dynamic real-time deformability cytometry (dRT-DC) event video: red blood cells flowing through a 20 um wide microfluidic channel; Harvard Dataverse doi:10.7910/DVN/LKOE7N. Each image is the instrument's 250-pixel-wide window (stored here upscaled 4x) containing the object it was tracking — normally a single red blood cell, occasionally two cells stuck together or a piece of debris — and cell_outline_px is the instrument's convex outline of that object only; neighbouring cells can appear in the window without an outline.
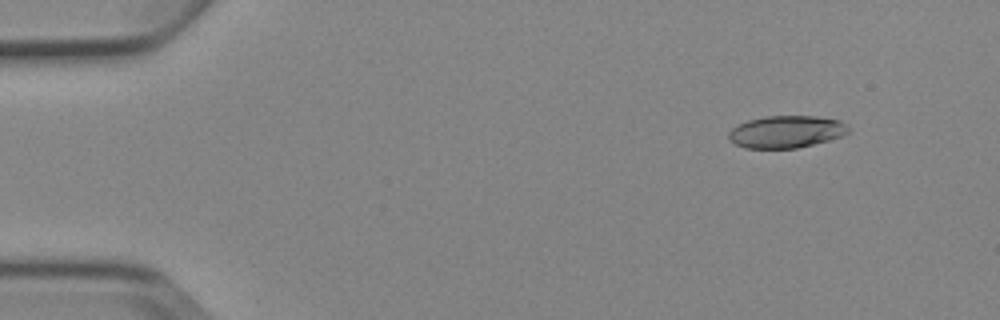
{"species": "Egyptian fruit bat (a non-hibernating species)", "species_latin": "Rousettus aegyptiacus", "temperature_condition": "cold", "stored_images_in_passage": 4, "camera_frame_rate_fps": 3000, "um_per_image_px": 0.085, "animal": {"sex": "female"}, "frame": {"image": 1, "passage_image": 2, "time_ms": 1.333, "image_size_px": [1000, 320], "cell_outline_px": [[848, 132], [840, 136], [828, 140], [796, 148], [744, 148], [728, 140], [728, 132], [732, 128], [748, 120], [764, 116], [816, 116], [840, 120], [848, 128]], "centroid_in_image_um": [66.78, 11.19], "position_along_channel_um": 18.2, "area_um2": 22.31}}